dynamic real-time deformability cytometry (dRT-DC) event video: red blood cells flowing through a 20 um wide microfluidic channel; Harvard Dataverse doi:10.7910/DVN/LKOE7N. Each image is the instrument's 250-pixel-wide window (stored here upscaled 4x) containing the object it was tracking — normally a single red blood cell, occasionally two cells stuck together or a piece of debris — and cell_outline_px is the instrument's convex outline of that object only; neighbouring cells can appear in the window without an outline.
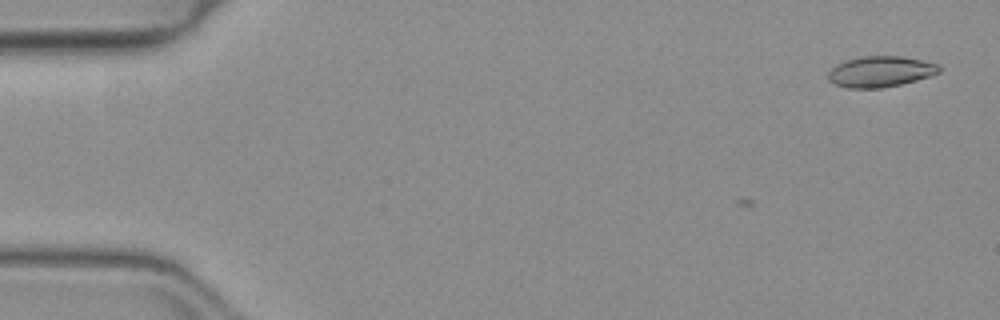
{"species": "common noctule bat (a hibernating species)", "species_latin": "Nyctalus noctula", "temperature_condition": "warm", "stored_images_in_passage": 3, "camera_frame_rate_fps": 3000, "um_per_image_px": 0.085, "animal": {"sex": "female", "body_mass_g": 19.3, "forearm_length_mm": 54.1}, "frame": {"image": 1, "passage_image": 3, "time_ms": 0.667, "image_size_px": [1000, 320], "cell_outline_px": [[940, 72], [916, 80], [900, 84], [880, 88], [848, 88], [836, 84], [828, 80], [828, 72], [836, 64], [844, 60], [860, 56], [900, 56], [924, 60], [940, 64]], "centroid_in_image_um": [74.83, 6.07], "position_along_channel_um": 10.2, "area_um2": 20.0}}